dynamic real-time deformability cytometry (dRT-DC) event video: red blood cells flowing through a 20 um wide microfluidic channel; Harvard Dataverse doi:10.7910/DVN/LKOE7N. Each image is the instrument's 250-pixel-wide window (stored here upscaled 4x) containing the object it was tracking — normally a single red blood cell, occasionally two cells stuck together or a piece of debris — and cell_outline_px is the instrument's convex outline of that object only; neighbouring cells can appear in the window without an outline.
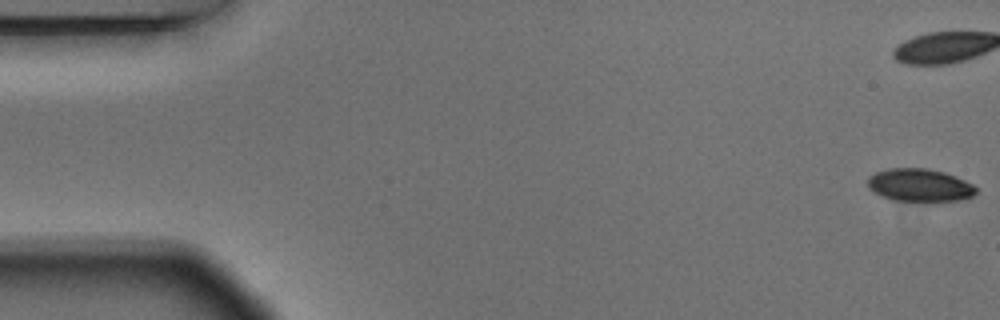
{"species": "Egyptian fruit bat (a non-hibernating species)", "species_latin": "Rousettus aegyptiacus", "temperature_condition": "warm", "stored_images_in_passage": 3, "camera_frame_rate_fps": 3000, "um_per_image_px": 0.085, "animal": {"sex": "male"}, "frame": {"image": 1, "passage_image": 1, "time_ms": 0.0, "image_size_px": [1000, 320], "cell_outline_px": [[976, 192], [972, 196], [960, 200], [932, 204], [892, 200], [868, 188], [868, 176], [876, 172], [888, 168], [928, 168], [944, 172], [956, 176], [972, 184], [976, 188]], "centroid_in_image_um": [78.2, 15.78], "position_along_channel_um": 6.8, "area_um2": 21.39}}